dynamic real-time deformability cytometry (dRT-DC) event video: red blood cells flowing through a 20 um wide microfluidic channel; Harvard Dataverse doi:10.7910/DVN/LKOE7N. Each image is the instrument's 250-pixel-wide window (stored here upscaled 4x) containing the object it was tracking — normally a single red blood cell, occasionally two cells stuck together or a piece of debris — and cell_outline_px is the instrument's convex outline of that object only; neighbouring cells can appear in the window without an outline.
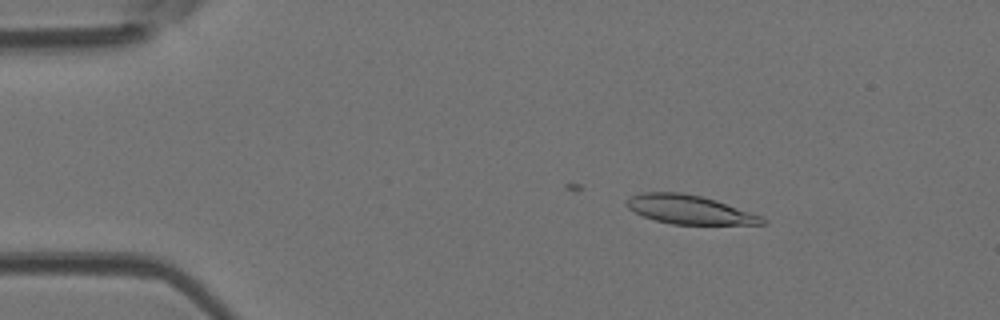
{"species": "Egyptian fruit bat (a non-hibernating species)", "species_latin": "Rousettus aegyptiacus", "temperature_condition": "room temperature", "stored_images_in_passage": 4, "camera_frame_rate_fps": 3000, "um_per_image_px": 0.085, "animal": {"sex": "female"}, "frame": {"image": 1, "passage_image": 3, "time_ms": 0.667, "image_size_px": [1000, 320], "cell_outline_px": [[768, 224], [672, 224], [656, 220], [644, 216], [628, 208], [624, 204], [624, 200], [632, 196], [644, 192], [680, 192], [700, 196], [716, 200], [760, 216], [768, 220]], "centroid_in_image_um": [58.57, 17.81], "position_along_channel_um": 26.4, "area_um2": 22.54}}